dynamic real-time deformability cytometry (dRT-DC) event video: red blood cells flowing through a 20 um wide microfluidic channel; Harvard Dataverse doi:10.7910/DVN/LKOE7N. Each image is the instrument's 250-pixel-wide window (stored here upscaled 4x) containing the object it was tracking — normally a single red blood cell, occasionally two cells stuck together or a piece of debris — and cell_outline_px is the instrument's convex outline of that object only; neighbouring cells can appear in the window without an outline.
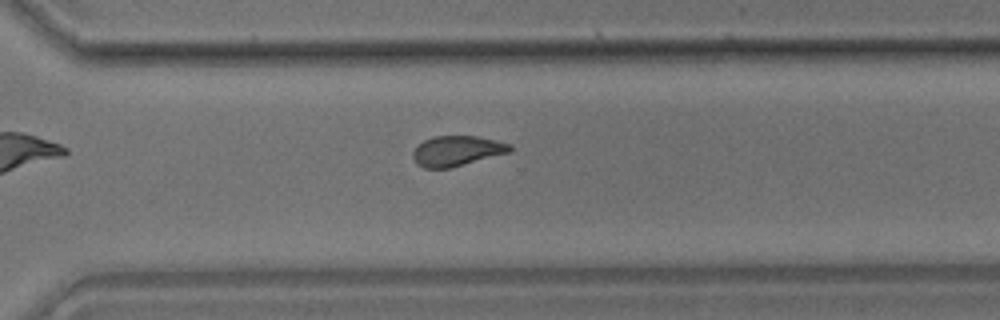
{"species": "common noctule bat (a hibernating species)", "species_latin": "Nyctalus noctula", "temperature_condition": "room temperature", "stored_images_in_passage": 10, "camera_frame_rate_fps": 3000, "um_per_image_px": 0.085, "animal": {"sex": "male", "body_mass_g": 17.9}, "frame": {"image": 1, "passage_image": 10, "time_ms": 3.0, "image_size_px": [1000, 320], "cell_outline_px": [[512, 152], [452, 168], [424, 168], [416, 164], [412, 156], [412, 152], [424, 140], [432, 136], [476, 136], [512, 144]], "centroid_in_image_um": [38.86, 12.84], "position_along_channel_um": 331.7, "area_um2": 17.28}}